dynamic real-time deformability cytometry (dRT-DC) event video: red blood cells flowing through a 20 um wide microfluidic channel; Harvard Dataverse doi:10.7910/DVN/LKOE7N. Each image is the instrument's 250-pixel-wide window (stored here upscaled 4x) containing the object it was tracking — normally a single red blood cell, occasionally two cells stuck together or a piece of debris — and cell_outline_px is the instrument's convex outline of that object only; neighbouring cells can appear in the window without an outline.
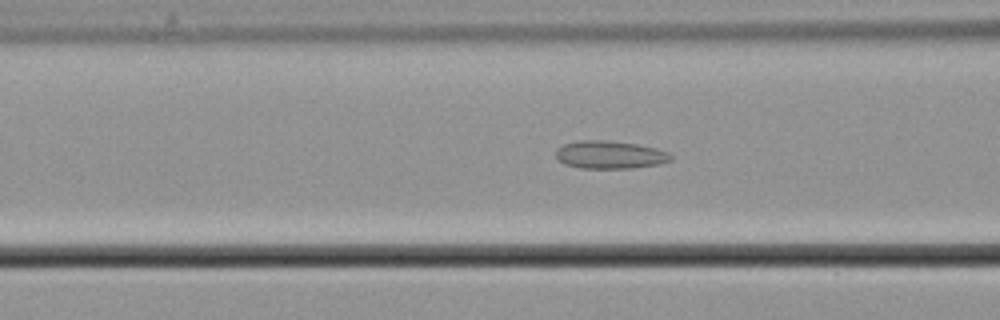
{"species": "common noctule bat (a hibernating species)", "species_latin": "Nyctalus noctula", "temperature_condition": "cold", "stored_images_in_passage": 56, "camera_frame_rate_fps": 3000, "um_per_image_px": 0.085, "animal": {"sex": "male", "body_mass_g": 21.5, "forearm_length_mm": 52.0}, "frame": {"image": 1, "passage_image": 22, "time_ms": 7.0, "image_size_px": [1000, 320], "cell_outline_px": [[672, 160], [660, 164], [632, 168], [580, 168], [564, 164], [556, 160], [556, 152], [564, 144], [580, 140], [608, 140], [636, 144], [656, 148], [668, 152], [672, 156]], "centroid_in_image_um": [51.85, 13.16], "position_along_channel_um": 114.8, "area_um2": 18.73}}
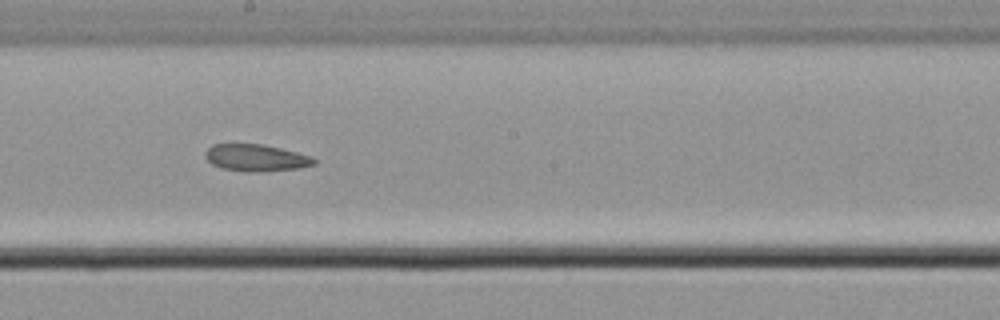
{"frame": {"image": 2, "passage_image": 31, "time_ms": 10.0, "image_size_px": [1000, 320], "cell_outline_px": [[316, 164], [300, 168], [264, 172], [244, 172], [220, 168], [212, 164], [204, 156], [208, 148], [212, 144], [264, 144], [312, 156], [316, 160]], "centroid_in_image_um": [21.77, 13.42], "position_along_channel_um": 226.4, "area_um2": 17.28}}
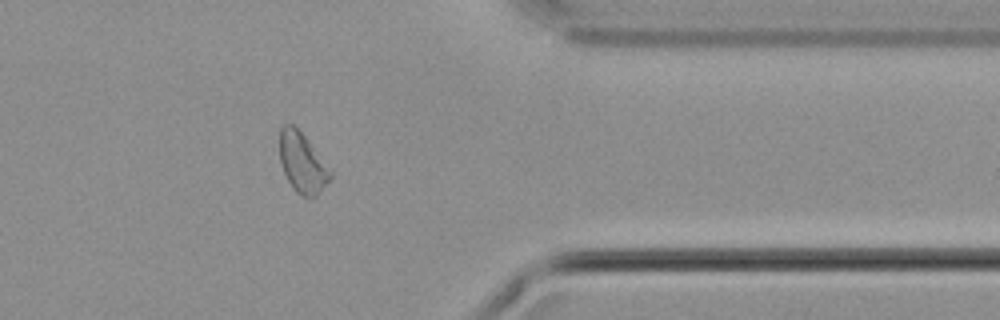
{"frame": {"image": 3, "passage_image": 45, "time_ms": 14.667, "image_size_px": [1000, 320], "cell_outline_px": [[332, 176], [320, 192], [316, 196], [300, 196], [296, 192], [288, 180], [284, 172], [280, 160], [280, 128], [284, 124], [292, 124], [308, 140], [332, 172]], "centroid_in_image_um": [25.69, 13.84], "position_along_channel_um": 385.7, "area_um2": 17.34}}